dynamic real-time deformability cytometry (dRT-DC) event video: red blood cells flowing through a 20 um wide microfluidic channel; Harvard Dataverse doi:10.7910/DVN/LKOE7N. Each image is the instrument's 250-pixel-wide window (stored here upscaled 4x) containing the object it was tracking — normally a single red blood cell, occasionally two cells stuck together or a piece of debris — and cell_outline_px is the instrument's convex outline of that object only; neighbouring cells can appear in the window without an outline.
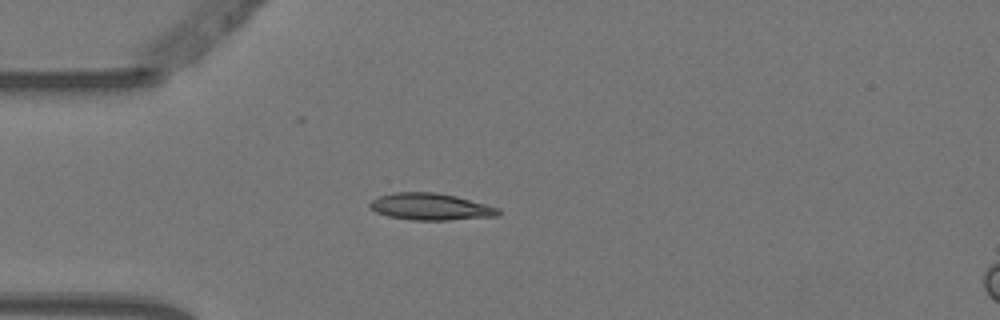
{"species": "Egyptian fruit bat (a non-hibernating species)", "species_latin": "Rousettus aegyptiacus", "temperature_condition": "warm", "stored_images_in_passage": 4, "camera_frame_rate_fps": 3000, "um_per_image_px": 0.085, "animal": {"sex": "female"}, "frame": {"image": 1, "passage_image": 3, "time_ms": 0.667, "image_size_px": [1000, 320], "cell_outline_px": [[500, 216], [448, 220], [412, 220], [388, 216], [376, 212], [368, 204], [372, 200], [380, 196], [396, 192], [436, 192], [456, 196], [500, 208]], "centroid_in_image_um": [36.63, 17.57], "position_along_channel_um": 48.4, "area_um2": 20.06}}